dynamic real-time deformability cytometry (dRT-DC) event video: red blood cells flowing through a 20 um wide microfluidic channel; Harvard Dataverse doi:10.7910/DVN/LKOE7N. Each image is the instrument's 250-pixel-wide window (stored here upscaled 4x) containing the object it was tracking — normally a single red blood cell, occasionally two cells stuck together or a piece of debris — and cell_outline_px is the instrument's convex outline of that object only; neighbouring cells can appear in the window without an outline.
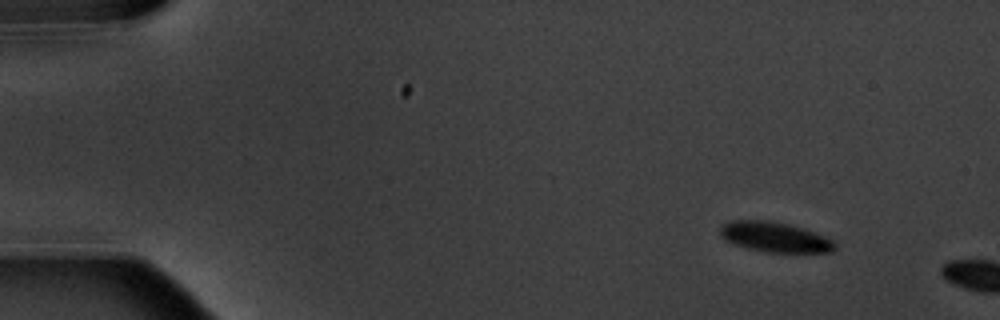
{"species": "common noctule bat (a hibernating species)", "species_latin": "Nyctalus noctula", "temperature_condition": "warm", "stored_images_in_passage": 2, "camera_frame_rate_fps": 3000, "um_per_image_px": 0.085, "animal": {"sex": "male", "body_mass_g": 20.1, "forearm_length_mm": 53.5}, "frame": {"image": 1, "passage_image": 1, "time_ms": 0.0, "image_size_px": [1000, 320], "cell_outline_px": [[836, 248], [832, 252], [764, 252], [748, 248], [724, 240], [720, 236], [720, 228], [728, 220], [772, 220], [804, 228], [824, 236], [832, 240], [836, 244]], "centroid_in_image_um": [65.85, 20.14], "position_along_channel_um": 19.2, "area_um2": 20.17}}